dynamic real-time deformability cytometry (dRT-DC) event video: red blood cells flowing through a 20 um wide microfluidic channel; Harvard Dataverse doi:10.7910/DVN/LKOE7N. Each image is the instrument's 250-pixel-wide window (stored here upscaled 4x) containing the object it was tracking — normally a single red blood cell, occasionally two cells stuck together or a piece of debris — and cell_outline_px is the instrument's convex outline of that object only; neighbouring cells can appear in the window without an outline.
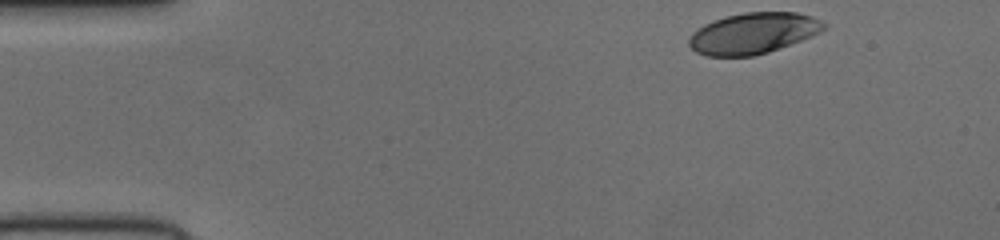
{"species": "human", "species_latin": "Homo sapiens", "temperature_condition": "cold", "stored_images_in_passage": 47, "camera_frame_rate_fps": 3000, "um_per_image_px": 0.085, "donor": {"sex": "female"}, "frame": {"image": 1, "passage_image": 1, "time_ms": 0.0, "image_size_px": [1000, 240], "cell_outline_px": [[828, 28], [820, 32], [800, 40], [768, 52], [752, 56], [708, 56], [696, 52], [688, 44], [688, 40], [692, 32], [696, 28], [712, 20], [744, 12], [796, 12], [812, 16], [828, 24]], "centroid_in_image_um": [64.01, 2.82], "position_along_channel_um": 21.0, "area_um2": 32.25}}
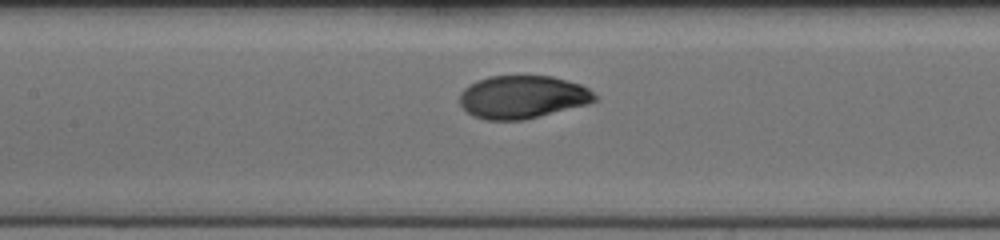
{"frame": {"image": 2, "passage_image": 19, "time_ms": 6.0, "image_size_px": [1000, 240], "cell_outline_px": [[596, 100], [588, 104], [524, 120], [488, 120], [472, 116], [460, 104], [460, 92], [468, 84], [476, 80], [488, 76], [552, 76], [580, 84], [588, 88], [596, 96]], "centroid_in_image_um": [44.39, 8.24], "position_along_channel_um": 163.0, "area_um2": 33.87}}
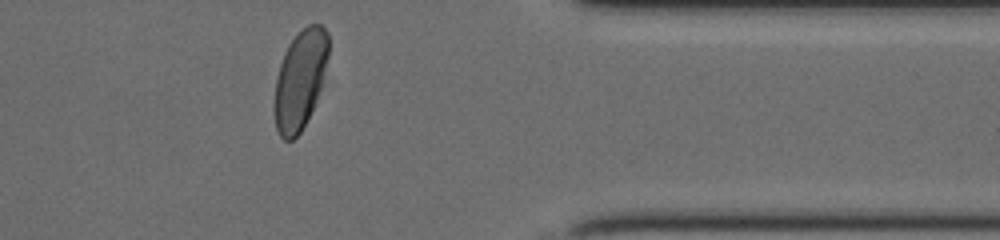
{"frame": {"image": 3, "passage_image": 37, "time_ms": 12.0, "image_size_px": [1000, 240], "cell_outline_px": [[328, 56], [324, 84], [300, 132], [292, 140], [284, 140], [280, 136], [276, 128], [276, 80], [280, 64], [284, 52], [288, 44], [308, 24], [320, 24], [328, 32]], "centroid_in_image_um": [25.55, 6.74], "position_along_channel_um": 385.9, "area_um2": 30.75}}